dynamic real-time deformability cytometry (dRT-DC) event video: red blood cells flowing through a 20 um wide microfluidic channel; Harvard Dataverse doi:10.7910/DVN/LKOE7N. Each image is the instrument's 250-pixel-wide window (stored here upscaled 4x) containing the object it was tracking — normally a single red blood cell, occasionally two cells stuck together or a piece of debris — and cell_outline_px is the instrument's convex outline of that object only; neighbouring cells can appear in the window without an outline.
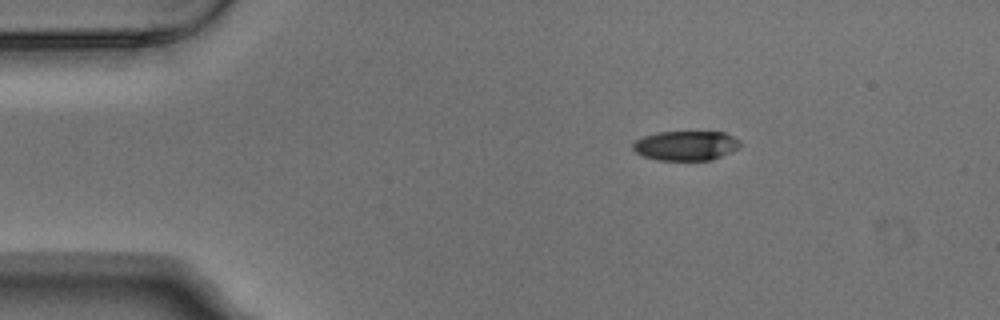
{"species": "Egyptian fruit bat (a non-hibernating species)", "species_latin": "Rousettus aegyptiacus", "temperature_condition": "warm", "stored_images_in_passage": 4, "camera_frame_rate_fps": 3000, "um_per_image_px": 0.085, "animal": {"sex": "male"}, "frame": {"image": 1, "passage_image": 2, "time_ms": 0.333, "image_size_px": [1000, 320], "cell_outline_px": [[740, 144], [736, 148], [712, 160], [656, 160], [644, 156], [636, 152], [632, 148], [632, 144], [636, 140], [644, 136], [660, 132], [724, 132], [740, 140]], "centroid_in_image_um": [58.26, 12.38], "position_along_channel_um": 26.7, "area_um2": 18.26}}
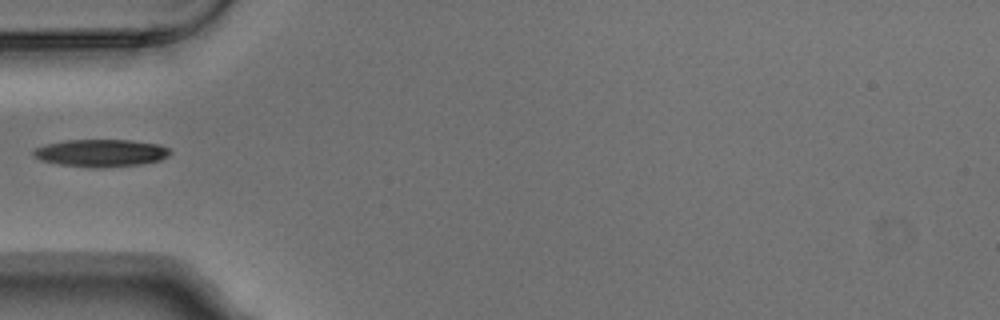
{"frame": {"image": 2, "passage_image": 4, "time_ms": 1.0, "image_size_px": [1000, 320], "cell_outline_px": [[172, 152], [168, 156], [160, 160], [140, 164], [104, 168], [92, 168], [60, 164], [40, 160], [32, 152], [36, 148], [44, 144], [64, 140], [132, 140], [160, 144], [168, 148]], "centroid_in_image_um": [8.6, 13.0], "position_along_channel_um": 76.4, "area_um2": 21.96}}